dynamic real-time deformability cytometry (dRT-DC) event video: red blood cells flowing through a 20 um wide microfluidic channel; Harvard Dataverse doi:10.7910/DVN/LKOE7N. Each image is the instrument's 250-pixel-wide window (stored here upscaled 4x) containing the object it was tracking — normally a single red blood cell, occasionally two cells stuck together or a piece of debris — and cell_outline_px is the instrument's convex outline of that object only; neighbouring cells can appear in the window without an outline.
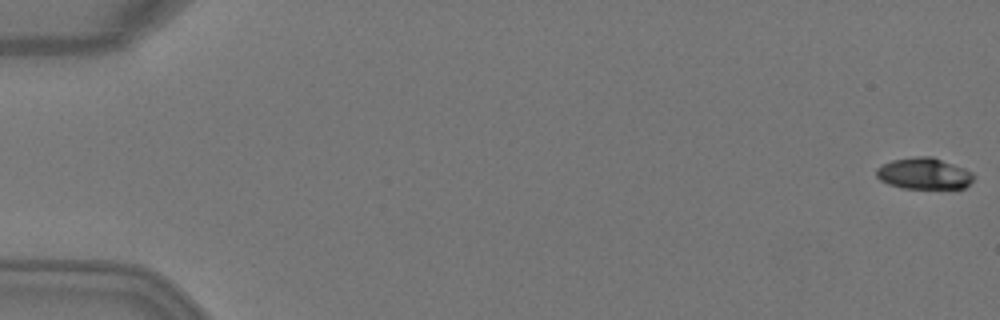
{"species": "Egyptian fruit bat (a non-hibernating species)", "species_latin": "Rousettus aegyptiacus", "temperature_condition": "warm", "stored_images_in_passage": 5, "camera_frame_rate_fps": 3000, "um_per_image_px": 0.085, "animal": {"sex": "female"}, "frame": {"image": 1, "passage_image": 1, "time_ms": 0.0, "image_size_px": [1000, 320], "cell_outline_px": [[976, 176], [964, 188], [900, 188], [888, 184], [880, 180], [876, 176], [876, 168], [892, 160], [916, 156], [932, 156], [964, 168], [972, 172]], "centroid_in_image_um": [78.53, 14.75], "position_along_channel_um": 6.5, "area_um2": 17.8}}
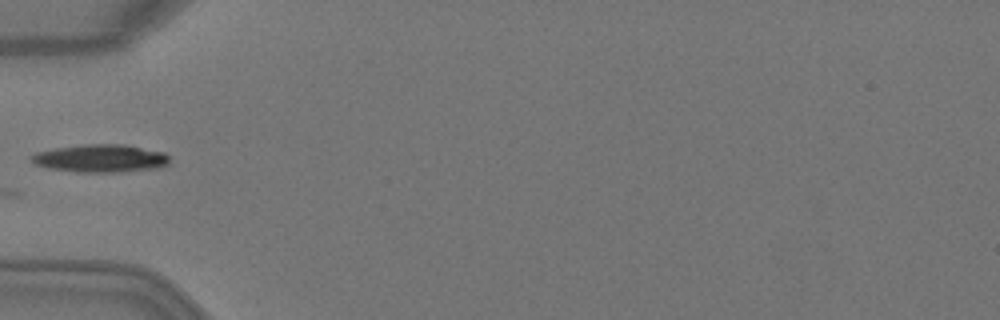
{"frame": {"image": 2, "passage_image": 5, "time_ms": 1.333, "image_size_px": [1000, 320], "cell_outline_px": [[168, 164], [156, 168], [120, 172], [76, 172], [48, 168], [36, 164], [28, 156], [36, 152], [56, 148], [84, 144], [124, 144], [164, 152], [168, 156]], "centroid_in_image_um": [8.53, 13.46], "position_along_channel_um": 76.5, "area_um2": 22.37}}